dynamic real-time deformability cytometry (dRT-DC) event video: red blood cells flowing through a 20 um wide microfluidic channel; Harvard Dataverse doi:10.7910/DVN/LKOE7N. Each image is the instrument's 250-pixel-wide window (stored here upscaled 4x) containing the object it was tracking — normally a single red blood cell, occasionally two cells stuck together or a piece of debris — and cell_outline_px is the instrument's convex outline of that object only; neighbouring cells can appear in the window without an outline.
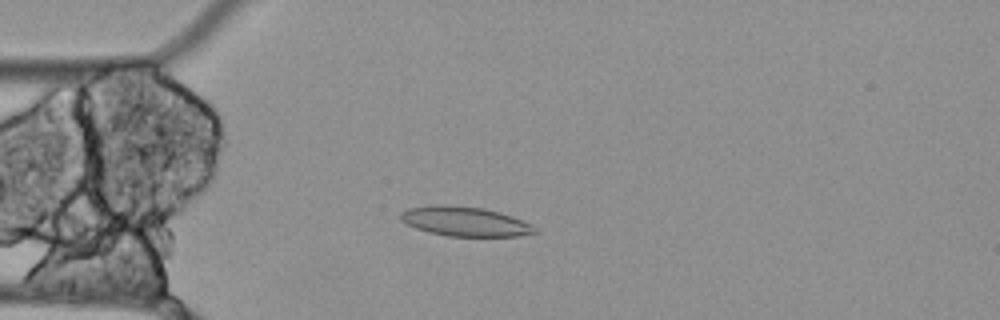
{"species": "Egyptian fruit bat (a non-hibernating species)", "species_latin": "Rousettus aegyptiacus", "temperature_condition": "cold", "stored_images_in_passage": 56, "camera_frame_rate_fps": 3000, "um_per_image_px": 0.085, "animal": {"sex": "female"}, "frame": {"image": 1, "passage_image": 14, "time_ms": 4.333, "image_size_px": [1000, 320], "cell_outline_px": [[540, 232], [520, 236], [448, 236], [428, 232], [416, 228], [400, 220], [400, 212], [408, 208], [440, 204], [444, 204], [484, 208], [500, 212], [512, 216], [532, 224]], "centroid_in_image_um": [39.55, 18.82], "position_along_channel_um": 45.5, "area_um2": 23.24}}
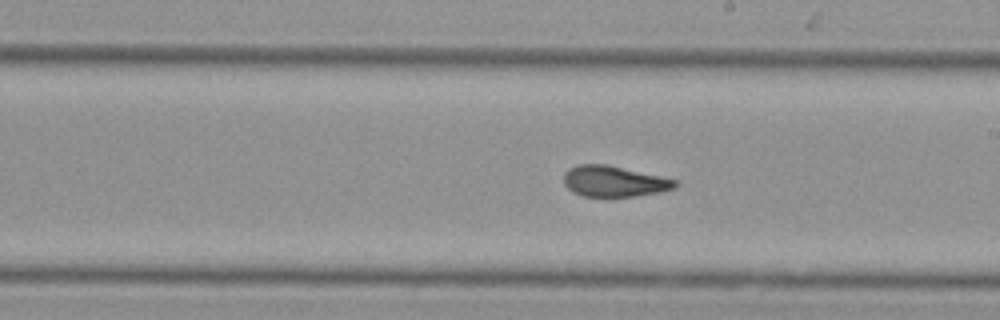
{"frame": {"image": 2, "passage_image": 31, "time_ms": 10.0, "image_size_px": [1000, 320], "cell_outline_px": [[680, 184], [676, 188], [660, 192], [636, 196], [584, 196], [572, 192], [564, 184], [564, 172], [568, 168], [580, 164], [608, 164], [680, 180]], "centroid_in_image_um": [52.25, 15.4], "position_along_channel_um": 236.8, "area_um2": 20.35}}
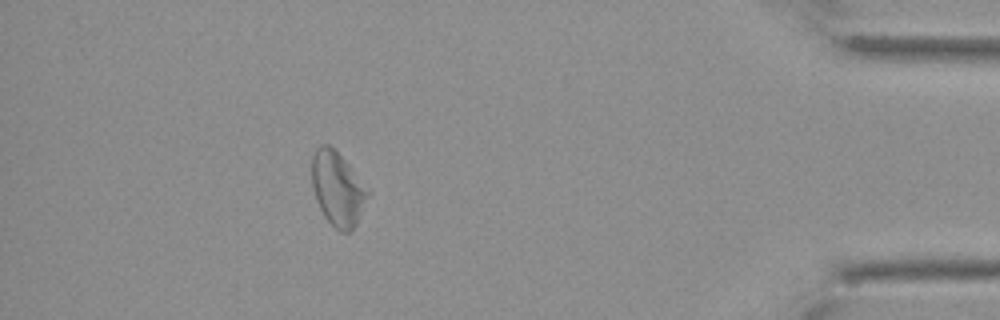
{"frame": {"image": 3, "passage_image": 50, "time_ms": 16.333, "image_size_px": [1000, 320], "cell_outline_px": [[372, 192], [356, 224], [348, 232], [340, 232], [324, 216], [316, 200], [312, 184], [312, 156], [316, 148], [320, 144], [328, 144], [348, 164]], "centroid_in_image_um": [28.72, 16.05], "position_along_channel_um": 406.5, "area_um2": 24.04}, "authors_computed_cell_mechanics": {"area_um2": 22.7443, "velocity_mm_per_s": 3.4618, "shape_relaxation_time_tau1_ms": 0.1403, "shape_relaxation_time_tau2_ms": 2.367, "deformation_change_tau1": 0.182, "deformation_change_tau2": 0.076}}